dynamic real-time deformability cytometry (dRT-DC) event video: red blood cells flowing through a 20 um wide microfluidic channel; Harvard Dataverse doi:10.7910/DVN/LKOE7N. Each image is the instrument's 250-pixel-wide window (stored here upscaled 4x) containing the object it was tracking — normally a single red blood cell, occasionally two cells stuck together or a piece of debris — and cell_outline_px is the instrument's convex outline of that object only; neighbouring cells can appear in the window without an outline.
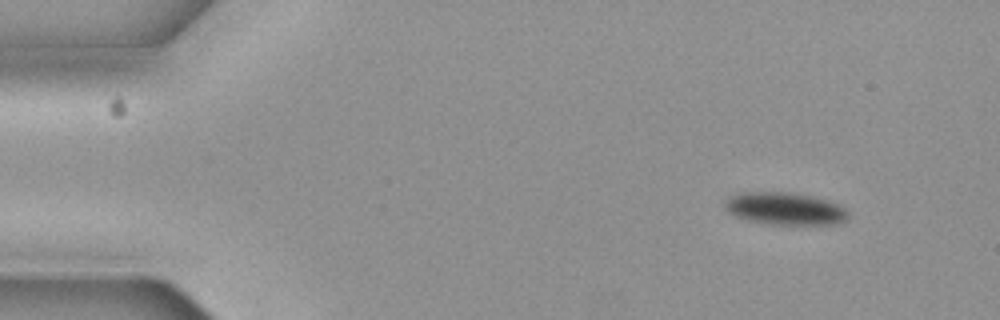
{"species": "common noctule bat (a hibernating species)", "species_latin": "Nyctalus noctula", "temperature_condition": "cold", "stored_images_in_passage": 4, "camera_frame_rate_fps": 3000, "um_per_image_px": 0.085, "animal": {"sex": "female", "body_mass_g": 19.3, "forearm_length_mm": 54.1}, "frame": {"image": 1, "passage_image": 1, "time_ms": 0.0, "image_size_px": [1000, 320], "cell_outline_px": [[848, 220], [840, 224], [768, 224], [748, 220], [736, 216], [724, 208], [724, 200], [728, 196], [740, 192], [788, 192], [812, 196], [828, 200], [840, 204], [848, 212]], "centroid_in_image_um": [66.73, 17.73], "position_along_channel_um": 18.3, "area_um2": 23.52}}
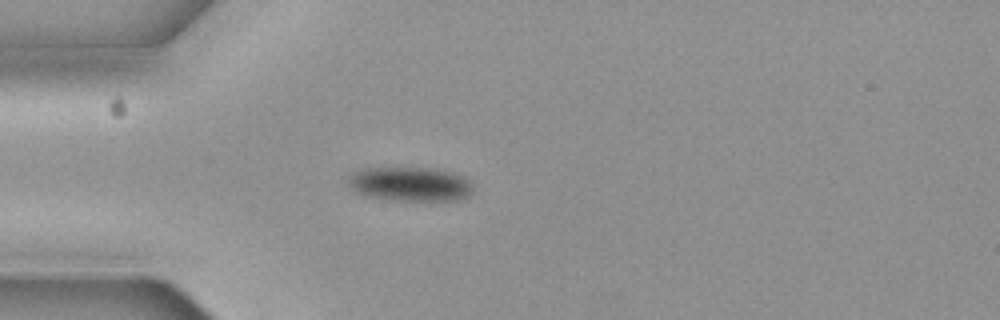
{"frame": {"image": 2, "passage_image": 4, "time_ms": 1.0, "image_size_px": [1000, 320], "cell_outline_px": [[472, 192], [468, 196], [456, 200], [388, 200], [368, 196], [356, 192], [348, 184], [348, 180], [352, 172], [364, 168], [428, 168], [456, 172], [464, 176], [472, 184]], "centroid_in_image_um": [34.87, 15.64], "position_along_channel_um": 50.1, "area_um2": 24.97}}